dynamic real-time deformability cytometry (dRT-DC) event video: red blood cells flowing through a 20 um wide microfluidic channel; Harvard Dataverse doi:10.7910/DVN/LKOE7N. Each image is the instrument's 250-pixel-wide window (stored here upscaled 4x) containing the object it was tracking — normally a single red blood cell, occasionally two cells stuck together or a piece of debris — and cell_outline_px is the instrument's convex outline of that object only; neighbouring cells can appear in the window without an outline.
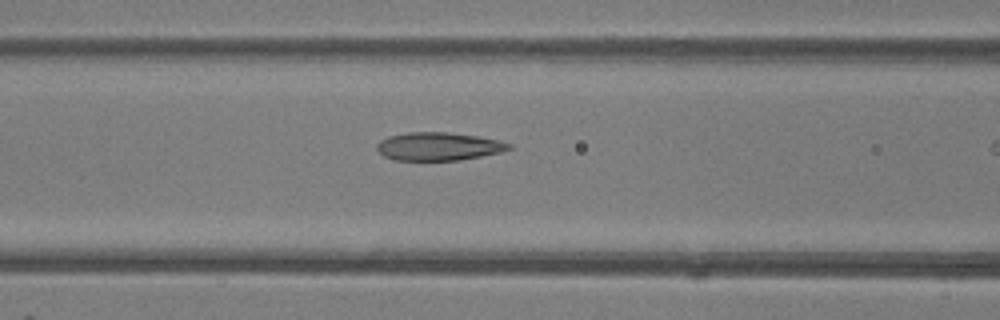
{"species": "common noctule bat (a hibernating species)", "species_latin": "Nyctalus noctula", "temperature_condition": "room temperature", "stored_images_in_passage": 10, "camera_frame_rate_fps": 3000, "um_per_image_px": 0.085, "animal": {"sex": "female"}, "frame": {"image": 1, "passage_image": 9, "time_ms": 2.667, "image_size_px": [1000, 320], "cell_outline_px": [[512, 148], [500, 152], [460, 160], [392, 160], [384, 156], [376, 148], [376, 144], [380, 140], [388, 136], [408, 132], [448, 132], [480, 136], [500, 140], [512, 144]], "centroid_in_image_um": [37.27, 12.43], "position_along_channel_um": 129.3, "area_um2": 21.79}}